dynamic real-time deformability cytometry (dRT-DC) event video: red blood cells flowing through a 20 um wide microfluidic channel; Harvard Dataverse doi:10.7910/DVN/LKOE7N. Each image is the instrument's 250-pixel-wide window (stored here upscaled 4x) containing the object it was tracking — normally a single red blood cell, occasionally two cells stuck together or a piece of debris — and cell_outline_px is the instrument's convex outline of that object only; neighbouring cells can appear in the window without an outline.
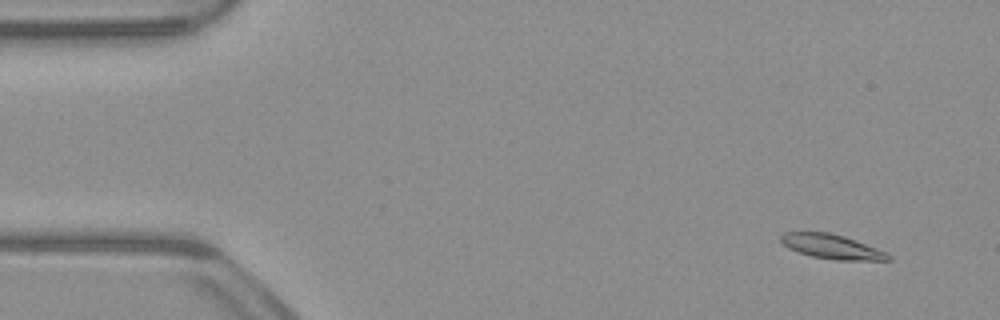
{"species": "common noctule bat (a hibernating species)", "species_latin": "Nyctalus noctula", "temperature_condition": "warm", "stored_images_in_passage": 52, "camera_frame_rate_fps": 3000, "um_per_image_px": 0.085, "animal": {"sex": "male", "body_mass_g": 23.1, "forearm_length_mm": 52.7}, "frame": {"image": 1, "passage_image": 4, "time_ms": 1.0, "image_size_px": [1000, 320], "cell_outline_px": [[892, 260], [836, 260], [812, 256], [788, 248], [780, 240], [780, 236], [784, 232], [828, 232], [844, 236], [856, 240], [888, 252], [892, 256]], "centroid_in_image_um": [70.75, 20.96], "position_along_channel_um": 14.3, "area_um2": 15.32}}
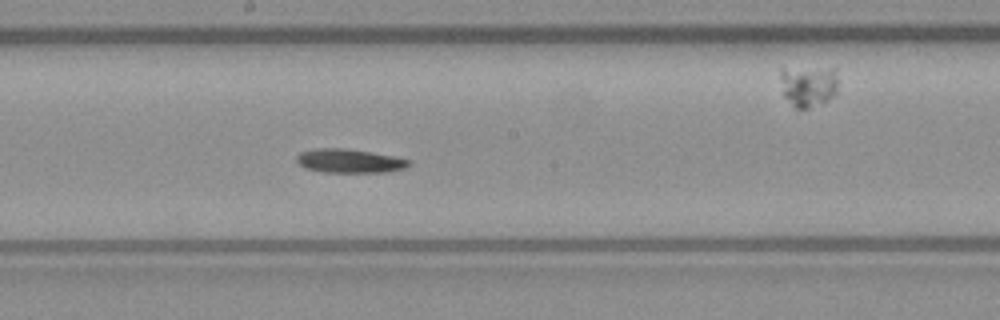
{"frame": {"image": 2, "passage_image": 28, "time_ms": 9.0, "image_size_px": [1000, 320], "cell_outline_px": [[412, 164], [404, 168], [384, 172], [324, 172], [304, 168], [296, 160], [296, 156], [300, 152], [316, 148], [344, 148], [392, 156], [412, 160]], "centroid_in_image_um": [29.69, 13.68], "position_along_channel_um": 218.5, "area_um2": 15.49}}
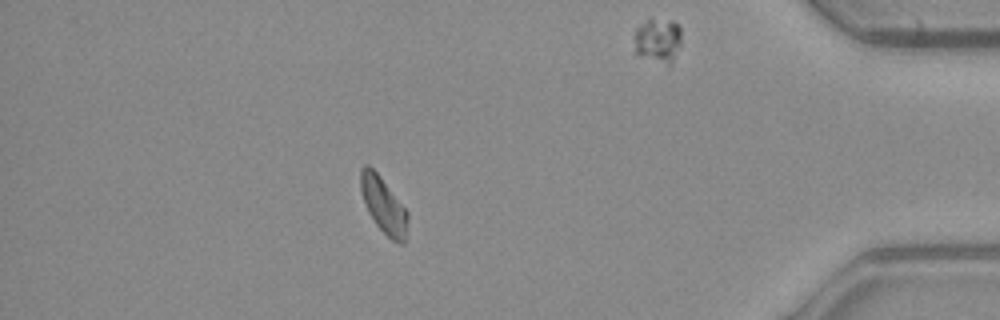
{"frame": {"image": 3, "passage_image": 46, "time_ms": 15.0, "image_size_px": [1000, 320], "cell_outline_px": [[408, 220], [404, 244], [400, 244], [392, 240], [376, 224], [368, 212], [360, 188], [360, 168], [364, 164], [368, 164], [376, 172], [408, 212]], "centroid_in_image_um": [32.59, 17.44], "position_along_channel_um": 402.6, "area_um2": 15.09}, "authors_computed_cell_mechanics": {"area_um2": 15.3748, "velocity_mm_per_s": 3.9238, "shape_relaxation_time_tau1_ms": null, "shape_relaxation_time_tau2_ms": 5.8814, "deformation_change_tau1": null, "deformation_change_tau2": 0.1246}}